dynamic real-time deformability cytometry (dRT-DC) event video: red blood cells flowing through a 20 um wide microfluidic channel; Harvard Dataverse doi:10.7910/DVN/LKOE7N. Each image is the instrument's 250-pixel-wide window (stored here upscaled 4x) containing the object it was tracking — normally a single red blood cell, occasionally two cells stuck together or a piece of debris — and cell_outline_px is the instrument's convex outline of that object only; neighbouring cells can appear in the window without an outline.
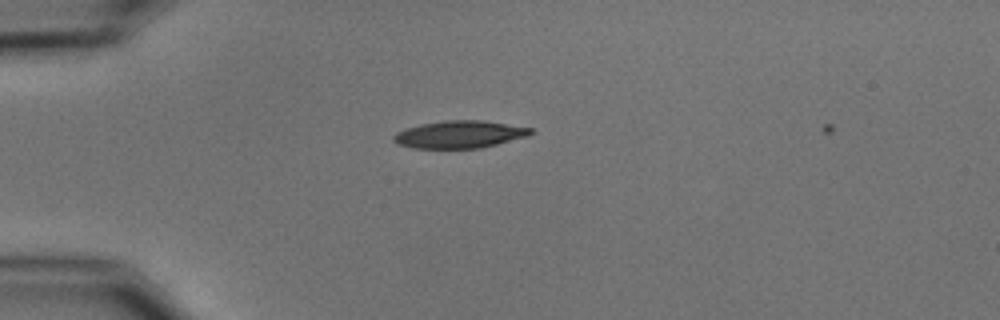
{"species": "common noctule bat (a hibernating species)", "species_latin": "Nyctalus noctula", "temperature_condition": "cold", "stored_images_in_passage": 7, "camera_frame_rate_fps": 3000, "um_per_image_px": 0.085, "animal": {"sex": "male", "body_mass_g": 15.6}, "frame": {"image": 1, "passage_image": 6, "time_ms": 1.667, "image_size_px": [1000, 320], "cell_outline_px": [[536, 132], [528, 136], [480, 148], [412, 148], [400, 144], [392, 140], [392, 136], [396, 132], [420, 124], [444, 120], [484, 120], [532, 128]], "centroid_in_image_um": [39.08, 11.42], "position_along_channel_um": 45.9, "area_um2": 21.91}}